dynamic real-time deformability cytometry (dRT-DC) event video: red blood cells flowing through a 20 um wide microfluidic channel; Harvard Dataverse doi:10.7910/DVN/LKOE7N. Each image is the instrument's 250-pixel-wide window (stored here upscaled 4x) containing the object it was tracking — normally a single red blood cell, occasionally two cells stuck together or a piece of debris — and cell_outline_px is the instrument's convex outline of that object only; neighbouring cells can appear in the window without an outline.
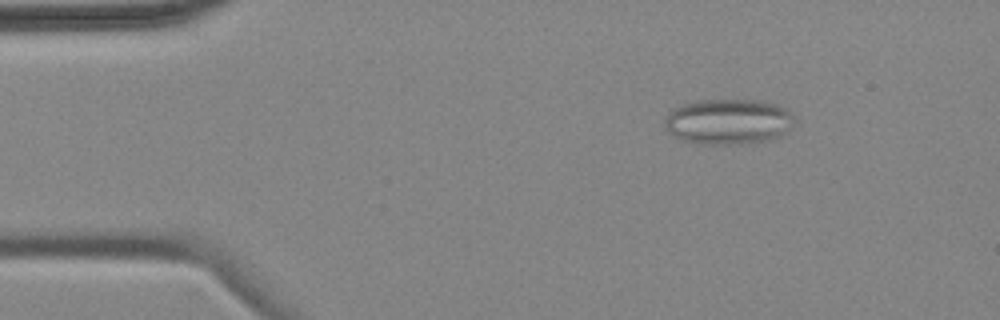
{"species": "common noctule bat (a hibernating species)", "species_latin": "Nyctalus noctula", "temperature_condition": "cold", "stored_images_in_passage": 5, "camera_frame_rate_fps": 3000, "um_per_image_px": 0.085, "animal": {"sex": "female", "body_mass_g": 18.4}, "frame": {"image": 1, "passage_image": 3, "time_ms": 2.333, "image_size_px": [1000, 320], "cell_outline_px": [[796, 120], [780, 136], [768, 140], [740, 144], [696, 144], [684, 140], [668, 132], [664, 124], [664, 116], [672, 108], [684, 104], [700, 100], [756, 100], [776, 104], [788, 108]], "centroid_in_image_um": [61.89, 10.33], "position_along_channel_um": 23.1, "area_um2": 34.56}}